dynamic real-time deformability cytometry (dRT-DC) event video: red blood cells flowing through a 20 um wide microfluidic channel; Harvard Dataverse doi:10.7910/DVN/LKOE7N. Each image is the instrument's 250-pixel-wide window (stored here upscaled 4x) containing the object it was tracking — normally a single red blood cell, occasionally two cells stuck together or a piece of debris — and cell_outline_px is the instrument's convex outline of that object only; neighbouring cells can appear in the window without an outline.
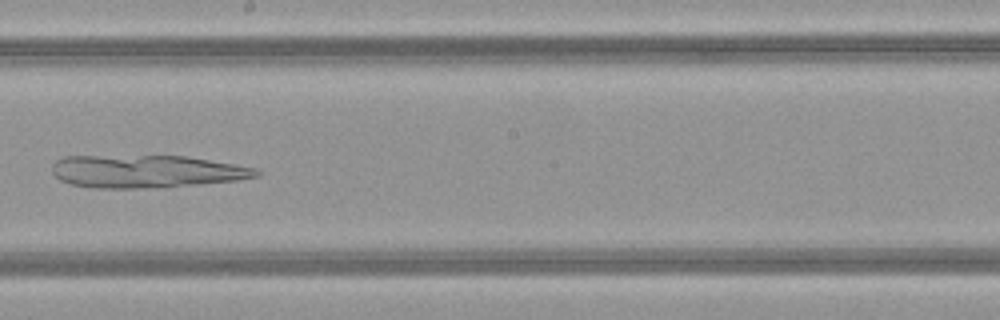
{"species": "common noctule bat (a hibernating species)", "species_latin": "Nyctalus noctula", "temperature_condition": "warm", "stored_images_in_passage": 49, "camera_frame_rate_fps": 3000, "um_per_image_px": 0.085, "animal": {"sex": "female", "body_mass_g": 21.9}, "frame": {"image": 1, "passage_image": 28, "time_ms": 9.0, "image_size_px": [1000, 320], "cell_outline_px": [[260, 172], [256, 176], [240, 180], [196, 184], [136, 188], [92, 188], [72, 184], [60, 180], [52, 172], [52, 164], [56, 160], [64, 156], [188, 156], [256, 168]], "centroid_in_image_um": [12.4, 14.56], "position_along_channel_um": 235.8, "area_um2": 38.61}}